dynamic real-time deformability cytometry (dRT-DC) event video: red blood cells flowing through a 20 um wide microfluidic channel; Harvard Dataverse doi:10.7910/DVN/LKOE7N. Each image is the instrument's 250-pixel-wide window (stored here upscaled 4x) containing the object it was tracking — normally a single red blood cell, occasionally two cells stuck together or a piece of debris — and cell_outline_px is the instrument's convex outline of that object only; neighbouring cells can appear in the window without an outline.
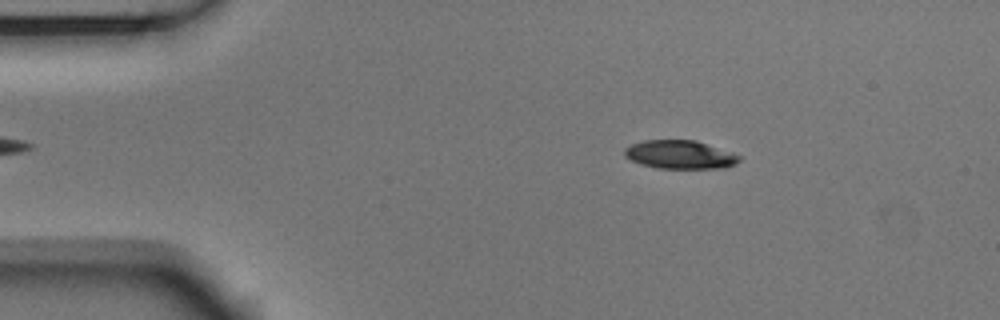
{"species": "Egyptian fruit bat (a non-hibernating species)", "species_latin": "Rousettus aegyptiacus", "temperature_condition": "room temperature", "stored_images_in_passage": 52, "camera_frame_rate_fps": 3000, "um_per_image_px": 0.085, "animal": {"sex": "male"}, "frame": {"image": 1, "passage_image": 7, "time_ms": 2.0, "image_size_px": [1000, 320], "cell_outline_px": [[740, 160], [736, 164], [724, 168], [656, 168], [640, 164], [624, 156], [624, 148], [632, 144], [644, 140], [696, 140], [740, 156]], "centroid_in_image_um": [57.76, 13.14], "position_along_channel_um": 27.2, "area_um2": 18.9}}
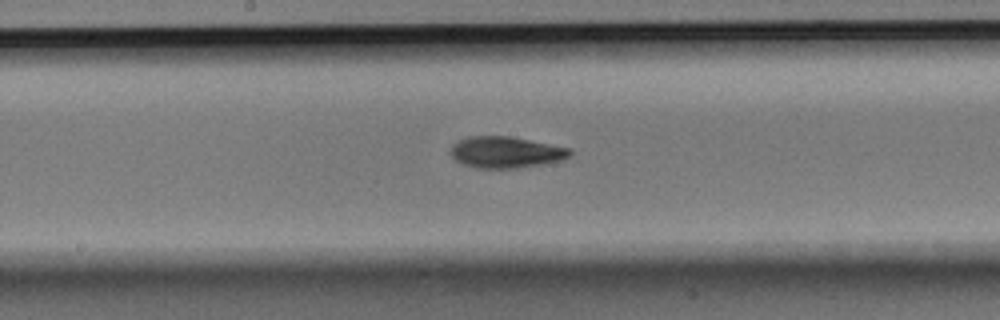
{"frame": {"image": 2, "passage_image": 26, "time_ms": 8.333, "image_size_px": [1000, 320], "cell_outline_px": [[572, 152], [568, 156], [560, 160], [544, 164], [516, 168], [476, 168], [464, 164], [456, 160], [448, 152], [452, 144], [468, 136], [508, 136], [572, 148]], "centroid_in_image_um": [42.97, 12.94], "position_along_channel_um": 205.2, "area_um2": 21.79}}
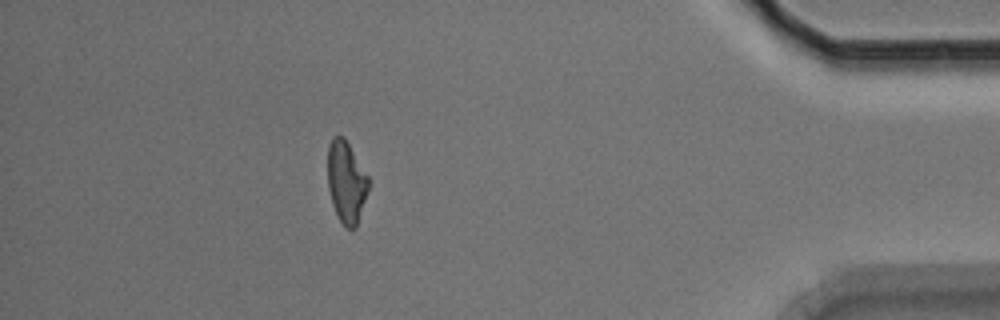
{"frame": {"image": 3, "passage_image": 46, "time_ms": 15.0, "image_size_px": [1000, 320], "cell_outline_px": [[368, 188], [356, 228], [348, 228], [336, 216], [332, 204], [328, 188], [328, 144], [332, 136], [344, 136], [368, 176]], "centroid_in_image_um": [29.41, 15.44], "position_along_channel_um": 405.8, "area_um2": 19.31}, "authors_computed_cell_mechanics": {"area_um2": 20.4034, "velocity_mm_per_s": 3.7285, "shape_relaxation_time_tau1_ms": 2.471, "shape_relaxation_time_tau2_ms": 4.1902, "deformation_change_tau1": 0.1325, "deformation_change_tau2": 0.1125}}